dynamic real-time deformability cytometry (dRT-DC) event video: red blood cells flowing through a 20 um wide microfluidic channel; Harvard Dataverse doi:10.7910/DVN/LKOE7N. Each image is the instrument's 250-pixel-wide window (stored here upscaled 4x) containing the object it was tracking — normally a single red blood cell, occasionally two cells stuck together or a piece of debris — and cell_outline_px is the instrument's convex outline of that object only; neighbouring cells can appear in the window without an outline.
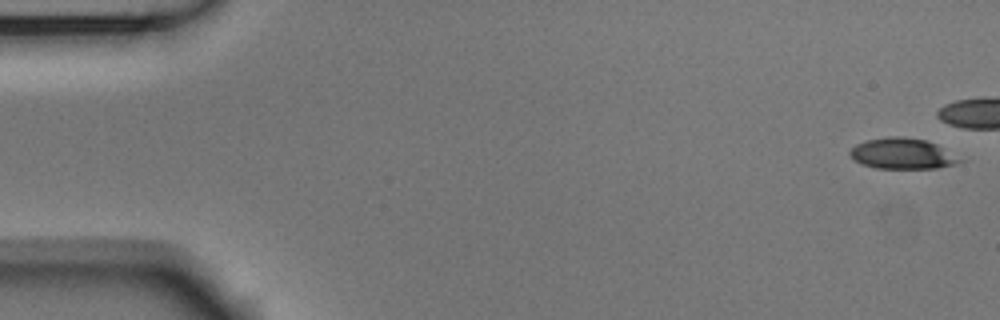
{"species": "Egyptian fruit bat (a non-hibernating species)", "species_latin": "Rousettus aegyptiacus", "temperature_condition": "room temperature", "stored_images_in_passage": 41, "camera_frame_rate_fps": 3000, "um_per_image_px": 0.085, "animal": {"sex": "male"}, "frame": {"image": 1, "passage_image": 1, "time_ms": 0.0, "image_size_px": [1000, 320], "cell_outline_px": [[968, 160], [956, 164], [936, 168], [876, 168], [864, 164], [856, 160], [848, 152], [856, 144], [868, 140], [888, 136], [904, 136], [928, 140]], "centroid_in_image_um": [76.8, 13.05], "position_along_channel_um": 8.2, "area_um2": 19.83}}
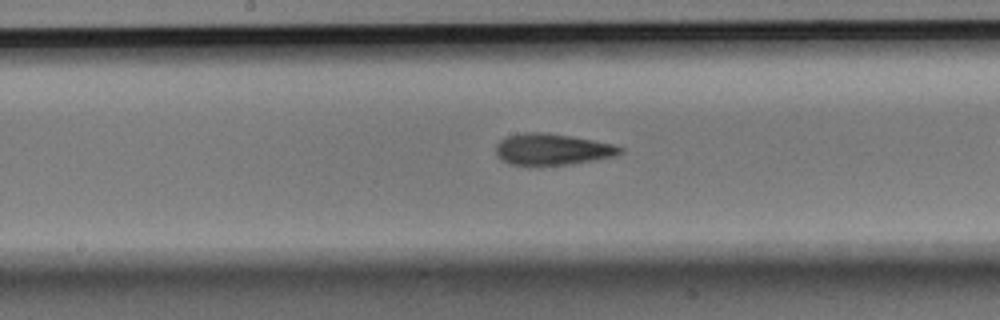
{"frame": {"image": 2, "passage_image": 27, "time_ms": 8.667, "image_size_px": [1000, 320], "cell_outline_px": [[624, 152], [612, 156], [592, 160], [568, 164], [508, 164], [496, 156], [496, 144], [500, 140], [508, 136], [524, 132], [544, 132], [592, 140], [612, 144], [624, 148]], "centroid_in_image_um": [46.91, 12.68], "position_along_channel_um": 201.3, "area_um2": 22.25}}
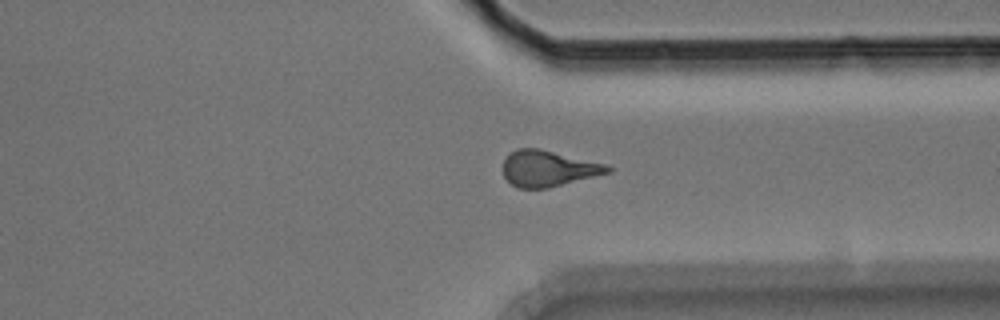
{"frame": {"image": 3, "passage_image": 40, "time_ms": 13.0, "image_size_px": [1000, 320], "cell_outline_px": [[612, 172], [548, 188], [520, 188], [512, 184], [504, 176], [504, 160], [516, 148], [540, 148], [604, 164], [612, 168]], "centroid_in_image_um": [46.61, 14.32], "position_along_channel_um": 364.8, "area_um2": 21.68}}